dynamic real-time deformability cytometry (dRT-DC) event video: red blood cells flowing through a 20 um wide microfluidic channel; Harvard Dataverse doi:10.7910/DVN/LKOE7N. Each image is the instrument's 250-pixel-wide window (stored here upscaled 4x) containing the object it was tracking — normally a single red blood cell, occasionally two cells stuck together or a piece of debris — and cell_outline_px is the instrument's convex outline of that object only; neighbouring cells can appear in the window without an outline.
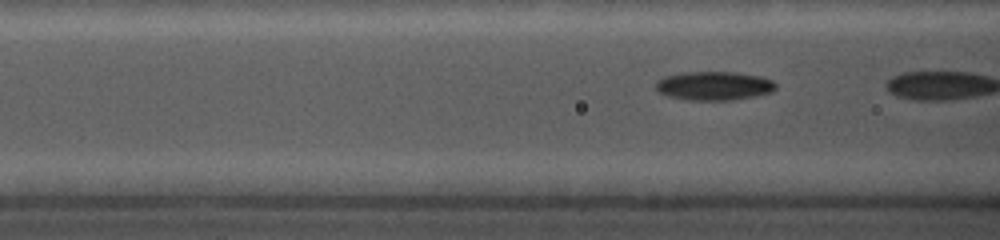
{"species": "common noctule bat (a hibernating species)", "species_latin": "Nyctalus noctula", "temperature_condition": "cold", "stored_images_in_passage": 7, "camera_frame_rate_fps": 5000, "um_per_image_px": 0.085, "animal": {"sex": "female", "body_mass_g": 19.0, "forearm_length_mm": 56.7}, "frame": {"image": 1, "passage_image": 6, "time_ms": 0.8, "image_size_px": [1000, 240], "cell_outline_px": [[776, 88], [772, 92], [732, 100], [688, 100], [668, 96], [660, 92], [656, 88], [656, 80], [664, 76], [684, 72], [732, 72], [760, 76], [772, 80], [776, 84]], "centroid_in_image_um": [60.67, 7.29], "position_along_channel_um": 105.9, "area_um2": 20.06}}